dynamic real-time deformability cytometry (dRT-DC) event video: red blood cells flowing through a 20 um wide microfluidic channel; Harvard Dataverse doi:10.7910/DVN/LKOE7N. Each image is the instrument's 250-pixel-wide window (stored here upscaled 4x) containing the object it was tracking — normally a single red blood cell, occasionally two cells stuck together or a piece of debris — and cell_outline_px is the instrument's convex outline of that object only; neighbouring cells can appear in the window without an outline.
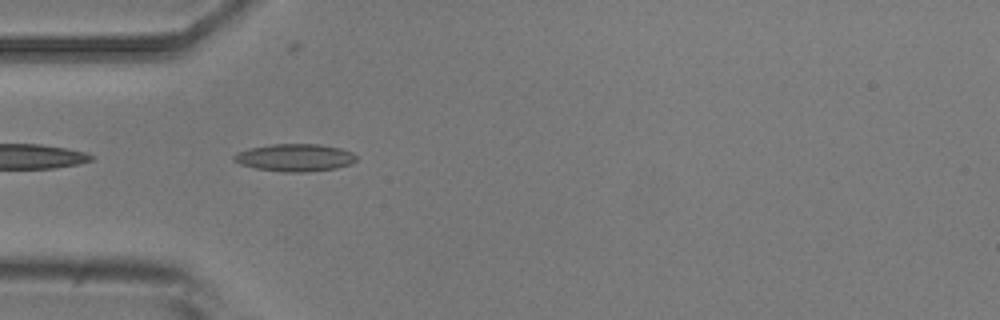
{"species": "common noctule bat (a hibernating species)", "species_latin": "Nyctalus noctula", "temperature_condition": "room temperature", "stored_images_in_passage": 6, "camera_frame_rate_fps": 3000, "um_per_image_px": 0.085, "animal": {"sex": "male", "body_mass_g": 20.5, "forearm_length_mm": 52.5}, "frame": {"image": 1, "passage_image": 5, "time_ms": 4.667, "image_size_px": [1000, 320], "cell_outline_px": [[356, 160], [352, 164], [336, 168], [304, 172], [284, 172], [256, 168], [240, 164], [232, 160], [232, 156], [236, 152], [248, 148], [272, 144], [320, 144], [340, 148], [352, 152], [356, 156]], "centroid_in_image_um": [25.04, 13.39], "position_along_channel_um": 60.0, "area_um2": 19.71}}
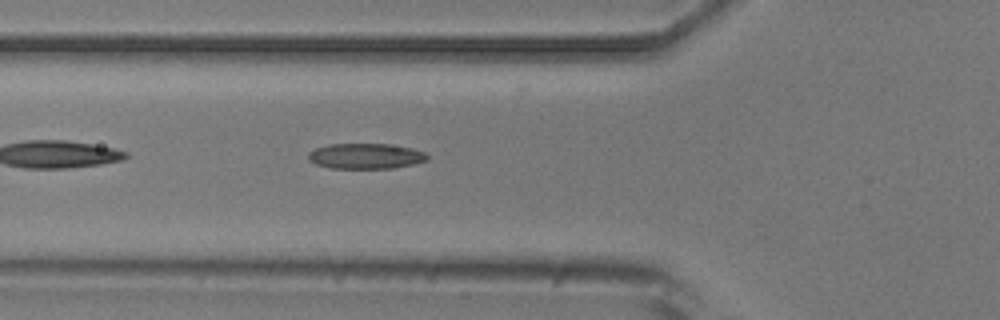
{"frame": {"image": 2, "passage_image": 6, "time_ms": 5.667, "image_size_px": [1000, 320], "cell_outline_px": [[428, 160], [412, 164], [392, 168], [332, 168], [316, 164], [308, 160], [308, 152], [316, 148], [328, 144], [388, 144], [412, 148], [424, 152], [428, 156]], "centroid_in_image_um": [31.06, 13.26], "position_along_channel_um": 94.7, "area_um2": 17.57}}